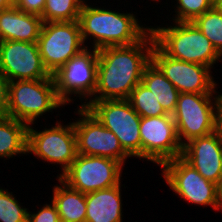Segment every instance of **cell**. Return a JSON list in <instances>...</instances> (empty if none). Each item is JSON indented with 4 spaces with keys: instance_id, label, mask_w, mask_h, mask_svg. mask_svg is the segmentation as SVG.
Segmentation results:
<instances>
[{
    "instance_id": "cell-18",
    "label": "cell",
    "mask_w": 222,
    "mask_h": 222,
    "mask_svg": "<svg viewBox=\"0 0 222 222\" xmlns=\"http://www.w3.org/2000/svg\"><path fill=\"white\" fill-rule=\"evenodd\" d=\"M86 194L85 222H123L121 184Z\"/></svg>"
},
{
    "instance_id": "cell-35",
    "label": "cell",
    "mask_w": 222,
    "mask_h": 222,
    "mask_svg": "<svg viewBox=\"0 0 222 222\" xmlns=\"http://www.w3.org/2000/svg\"><path fill=\"white\" fill-rule=\"evenodd\" d=\"M220 192H221V196H222V183H221V186H220Z\"/></svg>"
},
{
    "instance_id": "cell-13",
    "label": "cell",
    "mask_w": 222,
    "mask_h": 222,
    "mask_svg": "<svg viewBox=\"0 0 222 222\" xmlns=\"http://www.w3.org/2000/svg\"><path fill=\"white\" fill-rule=\"evenodd\" d=\"M141 160L157 166L182 155V144L171 114L141 117Z\"/></svg>"
},
{
    "instance_id": "cell-16",
    "label": "cell",
    "mask_w": 222,
    "mask_h": 222,
    "mask_svg": "<svg viewBox=\"0 0 222 222\" xmlns=\"http://www.w3.org/2000/svg\"><path fill=\"white\" fill-rule=\"evenodd\" d=\"M181 157L205 179L222 183V133L194 138L183 145Z\"/></svg>"
},
{
    "instance_id": "cell-22",
    "label": "cell",
    "mask_w": 222,
    "mask_h": 222,
    "mask_svg": "<svg viewBox=\"0 0 222 222\" xmlns=\"http://www.w3.org/2000/svg\"><path fill=\"white\" fill-rule=\"evenodd\" d=\"M81 8L78 0H46L41 18L43 22L78 21Z\"/></svg>"
},
{
    "instance_id": "cell-23",
    "label": "cell",
    "mask_w": 222,
    "mask_h": 222,
    "mask_svg": "<svg viewBox=\"0 0 222 222\" xmlns=\"http://www.w3.org/2000/svg\"><path fill=\"white\" fill-rule=\"evenodd\" d=\"M192 23L222 55V10L213 6L210 10L195 18Z\"/></svg>"
},
{
    "instance_id": "cell-33",
    "label": "cell",
    "mask_w": 222,
    "mask_h": 222,
    "mask_svg": "<svg viewBox=\"0 0 222 222\" xmlns=\"http://www.w3.org/2000/svg\"><path fill=\"white\" fill-rule=\"evenodd\" d=\"M19 0H8V2L12 5L15 6L18 3Z\"/></svg>"
},
{
    "instance_id": "cell-21",
    "label": "cell",
    "mask_w": 222,
    "mask_h": 222,
    "mask_svg": "<svg viewBox=\"0 0 222 222\" xmlns=\"http://www.w3.org/2000/svg\"><path fill=\"white\" fill-rule=\"evenodd\" d=\"M141 83L156 97L167 114H173L180 92L151 61L145 68Z\"/></svg>"
},
{
    "instance_id": "cell-30",
    "label": "cell",
    "mask_w": 222,
    "mask_h": 222,
    "mask_svg": "<svg viewBox=\"0 0 222 222\" xmlns=\"http://www.w3.org/2000/svg\"><path fill=\"white\" fill-rule=\"evenodd\" d=\"M216 103H217V129L219 132L222 133V93L218 91H216Z\"/></svg>"
},
{
    "instance_id": "cell-28",
    "label": "cell",
    "mask_w": 222,
    "mask_h": 222,
    "mask_svg": "<svg viewBox=\"0 0 222 222\" xmlns=\"http://www.w3.org/2000/svg\"><path fill=\"white\" fill-rule=\"evenodd\" d=\"M46 0H19L15 5L21 11L41 16Z\"/></svg>"
},
{
    "instance_id": "cell-2",
    "label": "cell",
    "mask_w": 222,
    "mask_h": 222,
    "mask_svg": "<svg viewBox=\"0 0 222 222\" xmlns=\"http://www.w3.org/2000/svg\"><path fill=\"white\" fill-rule=\"evenodd\" d=\"M90 4L82 5L78 19L86 48L100 50L111 46L131 45L139 42L151 30V25H142L133 12L121 13ZM88 40L92 41L88 43L92 45L86 44Z\"/></svg>"
},
{
    "instance_id": "cell-7",
    "label": "cell",
    "mask_w": 222,
    "mask_h": 222,
    "mask_svg": "<svg viewBox=\"0 0 222 222\" xmlns=\"http://www.w3.org/2000/svg\"><path fill=\"white\" fill-rule=\"evenodd\" d=\"M83 107L117 136L121 147L130 157L141 160V116L127 99L87 101Z\"/></svg>"
},
{
    "instance_id": "cell-24",
    "label": "cell",
    "mask_w": 222,
    "mask_h": 222,
    "mask_svg": "<svg viewBox=\"0 0 222 222\" xmlns=\"http://www.w3.org/2000/svg\"><path fill=\"white\" fill-rule=\"evenodd\" d=\"M127 100L141 117L167 115L153 93L141 82L132 90Z\"/></svg>"
},
{
    "instance_id": "cell-10",
    "label": "cell",
    "mask_w": 222,
    "mask_h": 222,
    "mask_svg": "<svg viewBox=\"0 0 222 222\" xmlns=\"http://www.w3.org/2000/svg\"><path fill=\"white\" fill-rule=\"evenodd\" d=\"M37 44L43 64L51 75L86 49L79 21L43 22Z\"/></svg>"
},
{
    "instance_id": "cell-26",
    "label": "cell",
    "mask_w": 222,
    "mask_h": 222,
    "mask_svg": "<svg viewBox=\"0 0 222 222\" xmlns=\"http://www.w3.org/2000/svg\"><path fill=\"white\" fill-rule=\"evenodd\" d=\"M171 17L174 22H192L195 18L210 10L214 0H175ZM176 7V8H175Z\"/></svg>"
},
{
    "instance_id": "cell-5",
    "label": "cell",
    "mask_w": 222,
    "mask_h": 222,
    "mask_svg": "<svg viewBox=\"0 0 222 222\" xmlns=\"http://www.w3.org/2000/svg\"><path fill=\"white\" fill-rule=\"evenodd\" d=\"M160 168L169 189L183 201L205 208L211 206L214 211H222L220 187L205 179L181 156L164 162Z\"/></svg>"
},
{
    "instance_id": "cell-15",
    "label": "cell",
    "mask_w": 222,
    "mask_h": 222,
    "mask_svg": "<svg viewBox=\"0 0 222 222\" xmlns=\"http://www.w3.org/2000/svg\"><path fill=\"white\" fill-rule=\"evenodd\" d=\"M0 72L9 82L53 77L43 64L37 42L0 41Z\"/></svg>"
},
{
    "instance_id": "cell-11",
    "label": "cell",
    "mask_w": 222,
    "mask_h": 222,
    "mask_svg": "<svg viewBox=\"0 0 222 222\" xmlns=\"http://www.w3.org/2000/svg\"><path fill=\"white\" fill-rule=\"evenodd\" d=\"M123 167L110 158L78 154L59 178L69 187L87 194L118 185Z\"/></svg>"
},
{
    "instance_id": "cell-1",
    "label": "cell",
    "mask_w": 222,
    "mask_h": 222,
    "mask_svg": "<svg viewBox=\"0 0 222 222\" xmlns=\"http://www.w3.org/2000/svg\"><path fill=\"white\" fill-rule=\"evenodd\" d=\"M154 44L150 30L134 44L97 50L96 88L89 101L128 99L132 90L141 82L146 66L151 62Z\"/></svg>"
},
{
    "instance_id": "cell-27",
    "label": "cell",
    "mask_w": 222,
    "mask_h": 222,
    "mask_svg": "<svg viewBox=\"0 0 222 222\" xmlns=\"http://www.w3.org/2000/svg\"><path fill=\"white\" fill-rule=\"evenodd\" d=\"M40 205V209L35 212L28 211L27 222H61L56 206L50 202Z\"/></svg>"
},
{
    "instance_id": "cell-34",
    "label": "cell",
    "mask_w": 222,
    "mask_h": 222,
    "mask_svg": "<svg viewBox=\"0 0 222 222\" xmlns=\"http://www.w3.org/2000/svg\"><path fill=\"white\" fill-rule=\"evenodd\" d=\"M81 5H87L88 0H78Z\"/></svg>"
},
{
    "instance_id": "cell-9",
    "label": "cell",
    "mask_w": 222,
    "mask_h": 222,
    "mask_svg": "<svg viewBox=\"0 0 222 222\" xmlns=\"http://www.w3.org/2000/svg\"><path fill=\"white\" fill-rule=\"evenodd\" d=\"M97 67L98 53L96 49L86 48L71 58L53 74L59 98L69 105L79 97L81 102L79 106H83L95 93Z\"/></svg>"
},
{
    "instance_id": "cell-17",
    "label": "cell",
    "mask_w": 222,
    "mask_h": 222,
    "mask_svg": "<svg viewBox=\"0 0 222 222\" xmlns=\"http://www.w3.org/2000/svg\"><path fill=\"white\" fill-rule=\"evenodd\" d=\"M42 25L41 16L11 6L0 11V41L37 42Z\"/></svg>"
},
{
    "instance_id": "cell-19",
    "label": "cell",
    "mask_w": 222,
    "mask_h": 222,
    "mask_svg": "<svg viewBox=\"0 0 222 222\" xmlns=\"http://www.w3.org/2000/svg\"><path fill=\"white\" fill-rule=\"evenodd\" d=\"M53 186L51 201L56 206L61 222H85L86 194L69 187L59 177Z\"/></svg>"
},
{
    "instance_id": "cell-4",
    "label": "cell",
    "mask_w": 222,
    "mask_h": 222,
    "mask_svg": "<svg viewBox=\"0 0 222 222\" xmlns=\"http://www.w3.org/2000/svg\"><path fill=\"white\" fill-rule=\"evenodd\" d=\"M63 106L66 104L57 94L53 77L9 82L6 116L30 125Z\"/></svg>"
},
{
    "instance_id": "cell-20",
    "label": "cell",
    "mask_w": 222,
    "mask_h": 222,
    "mask_svg": "<svg viewBox=\"0 0 222 222\" xmlns=\"http://www.w3.org/2000/svg\"><path fill=\"white\" fill-rule=\"evenodd\" d=\"M28 125L9 116L0 117V158L27 155ZM6 158V159H5Z\"/></svg>"
},
{
    "instance_id": "cell-32",
    "label": "cell",
    "mask_w": 222,
    "mask_h": 222,
    "mask_svg": "<svg viewBox=\"0 0 222 222\" xmlns=\"http://www.w3.org/2000/svg\"><path fill=\"white\" fill-rule=\"evenodd\" d=\"M214 6L219 10H222V0H214Z\"/></svg>"
},
{
    "instance_id": "cell-29",
    "label": "cell",
    "mask_w": 222,
    "mask_h": 222,
    "mask_svg": "<svg viewBox=\"0 0 222 222\" xmlns=\"http://www.w3.org/2000/svg\"><path fill=\"white\" fill-rule=\"evenodd\" d=\"M9 81L0 72V117L6 116Z\"/></svg>"
},
{
    "instance_id": "cell-25",
    "label": "cell",
    "mask_w": 222,
    "mask_h": 222,
    "mask_svg": "<svg viewBox=\"0 0 222 222\" xmlns=\"http://www.w3.org/2000/svg\"><path fill=\"white\" fill-rule=\"evenodd\" d=\"M24 207L13 192L0 187V222H27L29 208Z\"/></svg>"
},
{
    "instance_id": "cell-14",
    "label": "cell",
    "mask_w": 222,
    "mask_h": 222,
    "mask_svg": "<svg viewBox=\"0 0 222 222\" xmlns=\"http://www.w3.org/2000/svg\"><path fill=\"white\" fill-rule=\"evenodd\" d=\"M151 61L180 93H216L218 90L210 67L171 58L156 44Z\"/></svg>"
},
{
    "instance_id": "cell-3",
    "label": "cell",
    "mask_w": 222,
    "mask_h": 222,
    "mask_svg": "<svg viewBox=\"0 0 222 222\" xmlns=\"http://www.w3.org/2000/svg\"><path fill=\"white\" fill-rule=\"evenodd\" d=\"M151 26L155 44L169 57L215 69L222 55L192 22Z\"/></svg>"
},
{
    "instance_id": "cell-6",
    "label": "cell",
    "mask_w": 222,
    "mask_h": 222,
    "mask_svg": "<svg viewBox=\"0 0 222 222\" xmlns=\"http://www.w3.org/2000/svg\"><path fill=\"white\" fill-rule=\"evenodd\" d=\"M63 124L61 120H57L55 126H45L42 131L30 124L27 130V154H34L36 159L39 158L44 163L61 165V173L57 174V178L70 167L78 155L73 122Z\"/></svg>"
},
{
    "instance_id": "cell-12",
    "label": "cell",
    "mask_w": 222,
    "mask_h": 222,
    "mask_svg": "<svg viewBox=\"0 0 222 222\" xmlns=\"http://www.w3.org/2000/svg\"><path fill=\"white\" fill-rule=\"evenodd\" d=\"M77 108L74 113L79 117L73 119L77 153L110 158L124 166L127 158L131 157L123 150L117 136L105 128L86 107Z\"/></svg>"
},
{
    "instance_id": "cell-8",
    "label": "cell",
    "mask_w": 222,
    "mask_h": 222,
    "mask_svg": "<svg viewBox=\"0 0 222 222\" xmlns=\"http://www.w3.org/2000/svg\"><path fill=\"white\" fill-rule=\"evenodd\" d=\"M182 146L217 129L216 93H180L172 114Z\"/></svg>"
},
{
    "instance_id": "cell-31",
    "label": "cell",
    "mask_w": 222,
    "mask_h": 222,
    "mask_svg": "<svg viewBox=\"0 0 222 222\" xmlns=\"http://www.w3.org/2000/svg\"><path fill=\"white\" fill-rule=\"evenodd\" d=\"M12 5L8 2V0H0V11L11 7Z\"/></svg>"
}]
</instances>
